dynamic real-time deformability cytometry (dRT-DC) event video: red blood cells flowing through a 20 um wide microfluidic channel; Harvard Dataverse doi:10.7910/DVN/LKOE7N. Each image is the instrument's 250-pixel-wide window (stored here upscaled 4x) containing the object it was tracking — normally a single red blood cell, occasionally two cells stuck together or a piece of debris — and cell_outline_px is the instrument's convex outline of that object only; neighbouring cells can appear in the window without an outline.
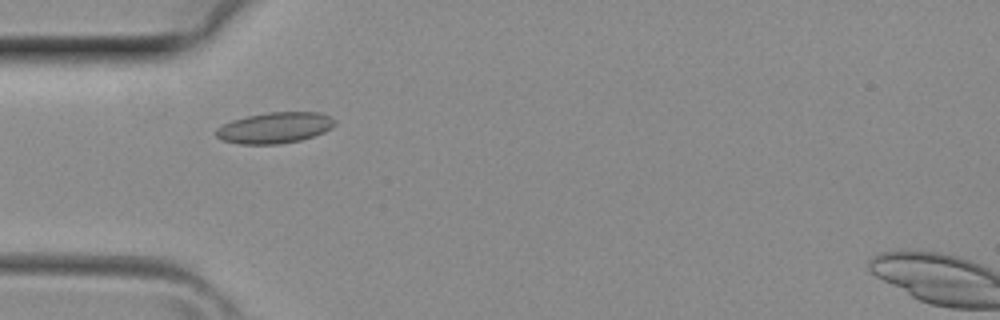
{"species": "common noctule bat (a hibernating species)", "species_latin": "Nyctalus noctula", "temperature_condition": "room temperature", "stored_images_in_passage": 29, "camera_frame_rate_fps": 3000, "um_per_image_px": 0.085, "animal": {"sex": "female", "body_mass_g": 29.2, "forearm_length_mm": 56.3}, "frame": {"image": 1, "passage_image": 2, "time_ms": 0.333, "image_size_px": [1000, 320], "cell_outline_px": [[336, 124], [324, 132], [300, 140], [280, 144], [240, 144], [224, 140], [216, 136], [216, 128], [232, 120], [248, 116], [268, 112], [320, 112], [336, 120]], "centroid_in_image_um": [23.37, 10.86], "position_along_channel_um": 61.6, "area_um2": 21.27}}
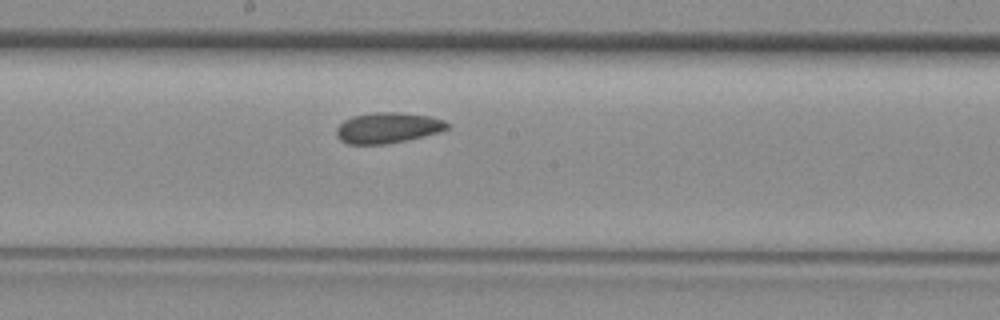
{"frame": {"image": 2, "passage_image": 11, "time_ms": 3.333, "image_size_px": [1000, 320], "cell_outline_px": [[448, 128], [440, 132], [404, 140], [384, 144], [348, 144], [340, 140], [336, 136], [336, 128], [344, 120], [352, 116], [372, 112], [400, 112], [428, 116], [444, 120], [448, 124]], "centroid_in_image_um": [32.92, 10.85], "position_along_channel_um": 215.3, "area_um2": 19.71}}
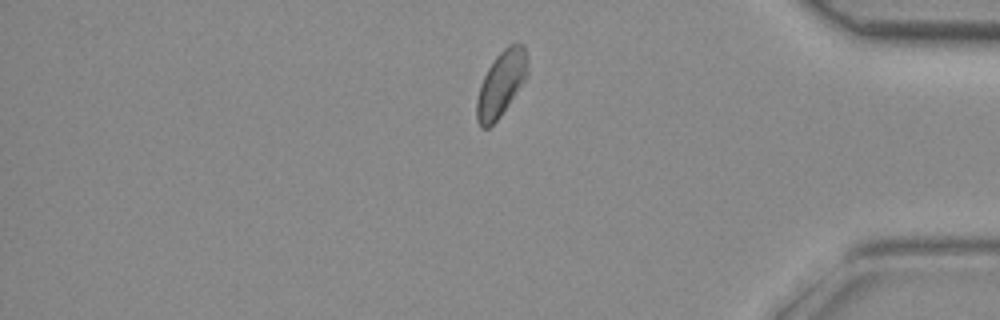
{"frame": {"image": 3, "passage_image": 23, "time_ms": 7.333, "image_size_px": [1000, 320], "cell_outline_px": [[528, 72], [524, 80], [500, 116], [488, 128], [480, 128], [476, 120], [476, 100], [480, 84], [488, 68], [496, 56], [508, 44], [524, 44]], "centroid_in_image_um": [42.56, 7.13], "position_along_channel_um": 392.6, "area_um2": 19.02}}